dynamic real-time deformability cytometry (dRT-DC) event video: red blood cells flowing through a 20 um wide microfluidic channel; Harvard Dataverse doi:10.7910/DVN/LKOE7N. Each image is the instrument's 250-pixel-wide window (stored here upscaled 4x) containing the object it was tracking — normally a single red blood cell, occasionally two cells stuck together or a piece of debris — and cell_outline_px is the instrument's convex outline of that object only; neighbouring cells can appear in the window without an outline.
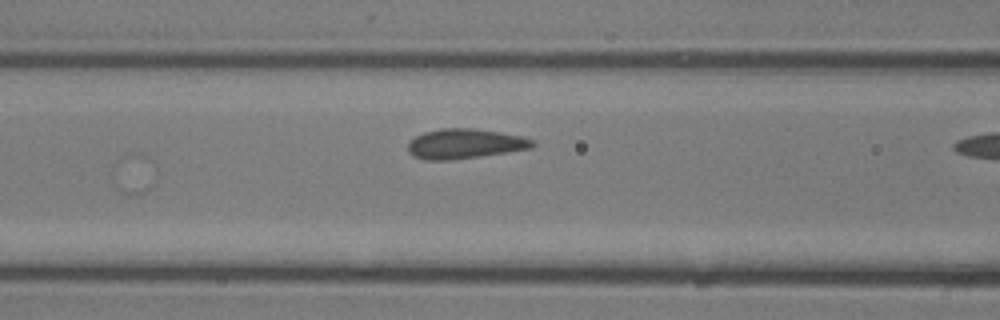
{"species": "common noctule bat (a hibernating species)", "species_latin": "Nyctalus noctula", "temperature_condition": "room temperature", "stored_images_in_passage": 8, "camera_frame_rate_fps": 3000, "um_per_image_px": 0.085, "animal": {"sex": "male", "body_mass_g": 13.3}, "frame": {"image": 1, "passage_image": 8, "time_ms": 2.333, "image_size_px": [1000, 320], "cell_outline_px": [[536, 144], [532, 148], [448, 160], [424, 160], [412, 156], [408, 152], [408, 144], [416, 136], [424, 132], [440, 128], [472, 128], [500, 132], [520, 136], [536, 140]], "centroid_in_image_um": [39.5, 12.21], "position_along_channel_um": 127.1, "area_um2": 21.5}}